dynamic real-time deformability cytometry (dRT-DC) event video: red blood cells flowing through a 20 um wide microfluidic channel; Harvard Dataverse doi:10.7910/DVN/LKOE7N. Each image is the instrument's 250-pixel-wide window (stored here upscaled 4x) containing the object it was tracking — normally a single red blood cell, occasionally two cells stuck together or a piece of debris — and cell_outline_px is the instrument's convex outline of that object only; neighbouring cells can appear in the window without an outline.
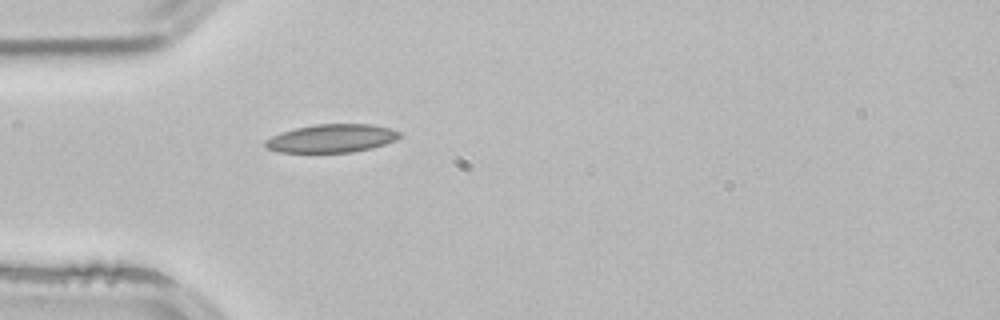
{"species": "common noctule bat (a hibernating species)", "species_latin": "Nyctalus noctula", "temperature_condition": "room temperature", "stored_images_in_passage": 33, "camera_frame_rate_fps": 3000, "um_per_image_px": 0.085, "animal": {"sex": "male", "body_mass_g": 21.5, "forearm_length_mm": 52.0}, "frame": {"image": 1, "passage_image": 1, "time_ms": 0.0, "image_size_px": [1000, 320], "cell_outline_px": [[400, 136], [396, 140], [372, 148], [352, 152], [280, 152], [264, 148], [264, 140], [280, 132], [296, 128], [316, 124], [372, 124], [388, 128], [400, 132]], "centroid_in_image_um": [28.15, 11.76], "position_along_channel_um": 56.8, "area_um2": 22.08}, "authors_computed_cell_mechanics": {"area_um2": 20.3456, "velocity_mm_per_s": 3.882, "shape_relaxation_time_tau1_ms": null, "shape_relaxation_time_tau2_ms": 6.0075, "deformation_change_tau1": null, "deformation_change_tau2": 0.1082}}